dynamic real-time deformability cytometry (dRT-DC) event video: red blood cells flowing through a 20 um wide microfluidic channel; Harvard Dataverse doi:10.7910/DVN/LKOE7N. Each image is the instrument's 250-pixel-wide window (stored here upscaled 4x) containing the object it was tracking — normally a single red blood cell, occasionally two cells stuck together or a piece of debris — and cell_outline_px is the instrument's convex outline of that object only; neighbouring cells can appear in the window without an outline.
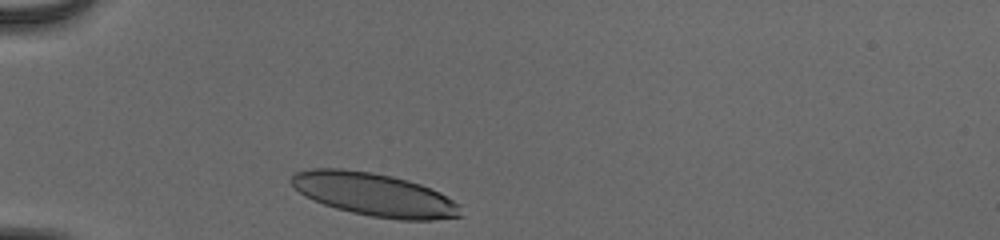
{"species": "human", "species_latin": "Homo sapiens", "temperature_condition": "cold", "stored_images_in_passage": 30, "camera_frame_rate_fps": 3000, "um_per_image_px": 0.085, "donor": {"sex": "male"}, "frame": {"image": 1, "passage_image": 1, "time_ms": 0.0, "image_size_px": [1000, 240], "cell_outline_px": [[464, 216], [432, 220], [400, 220], [372, 216], [352, 212], [336, 208], [324, 204], [304, 196], [292, 184], [292, 176], [296, 172], [312, 168], [340, 168], [372, 172], [392, 176], [408, 180], [420, 184], [440, 192], [460, 204]], "centroid_in_image_um": [31.87, 16.54], "position_along_channel_um": 53.1, "area_um2": 42.48}}
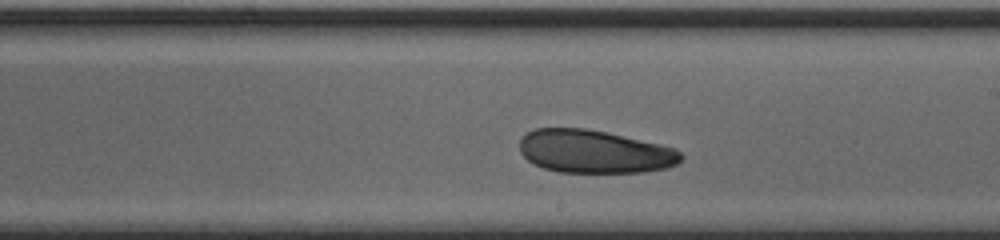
{"frame": {"image": 2, "passage_image": 17, "time_ms": 5.333, "image_size_px": [1000, 240], "cell_outline_px": [[684, 156], [676, 164], [668, 168], [644, 172], [560, 172], [544, 168], [532, 164], [520, 152], [520, 136], [524, 132], [532, 128], [584, 128], [604, 132], [660, 144], [676, 148]], "centroid_in_image_um": [50.49, 12.88], "position_along_channel_um": 238.5, "area_um2": 40.69}}
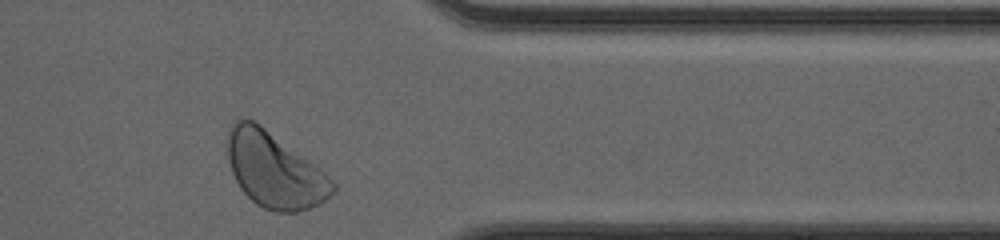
{"frame": {"image": 3, "passage_image": 29, "time_ms": 9.333, "image_size_px": [1000, 240], "cell_outline_px": [[336, 188], [320, 204], [296, 212], [276, 212], [264, 208], [256, 204], [240, 188], [232, 172], [228, 160], [228, 132], [232, 124], [236, 120], [252, 120], [260, 124], [320, 168], [336, 184]], "centroid_in_image_um": [23.32, 14.47], "position_along_channel_um": 388.1, "area_um2": 45.55}, "authors_computed_cell_mechanics": {"area_um2": 41.7605, "velocity_mm_per_s": 3.9263, "shape_relaxation_time_tau1_ms": 4.2886, "shape_relaxation_time_tau2_ms": 8.6823, "deformation_change_tau1": 0.1174, "deformation_change_tau2": 0.1492}}